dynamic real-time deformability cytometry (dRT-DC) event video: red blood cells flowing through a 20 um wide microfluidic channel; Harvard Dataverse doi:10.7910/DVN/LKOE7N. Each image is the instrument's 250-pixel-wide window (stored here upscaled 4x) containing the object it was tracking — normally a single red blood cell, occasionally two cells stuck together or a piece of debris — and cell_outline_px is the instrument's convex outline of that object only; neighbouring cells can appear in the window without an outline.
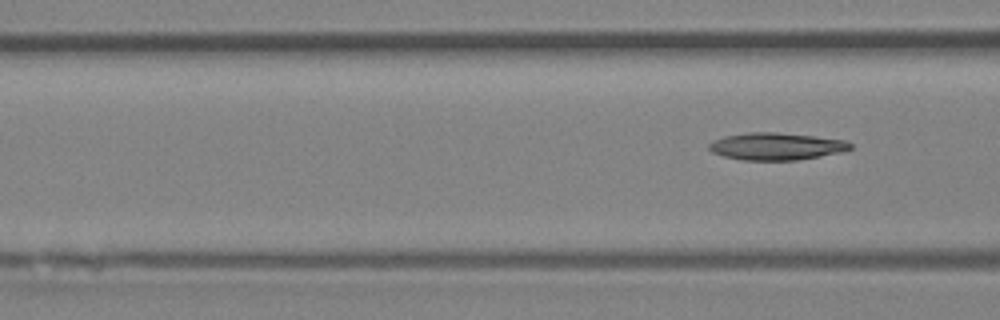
{"species": "Egyptian fruit bat (a non-hibernating species)", "species_latin": "Rousettus aegyptiacus", "temperature_condition": "room temperature", "stored_images_in_passage": 7, "camera_frame_rate_fps": 3000, "um_per_image_px": 0.085, "animal": {"sex": "female"}, "frame": {"image": 1, "passage_image": 7, "time_ms": 8.0, "image_size_px": [1000, 320], "cell_outline_px": [[852, 148], [844, 152], [796, 160], [744, 160], [724, 156], [712, 152], [708, 148], [708, 144], [712, 140], [724, 136], [748, 132], [776, 132], [812, 136], [844, 140], [852, 144]], "centroid_in_image_um": [65.97, 12.44], "position_along_channel_um": 100.6, "area_um2": 22.43}}